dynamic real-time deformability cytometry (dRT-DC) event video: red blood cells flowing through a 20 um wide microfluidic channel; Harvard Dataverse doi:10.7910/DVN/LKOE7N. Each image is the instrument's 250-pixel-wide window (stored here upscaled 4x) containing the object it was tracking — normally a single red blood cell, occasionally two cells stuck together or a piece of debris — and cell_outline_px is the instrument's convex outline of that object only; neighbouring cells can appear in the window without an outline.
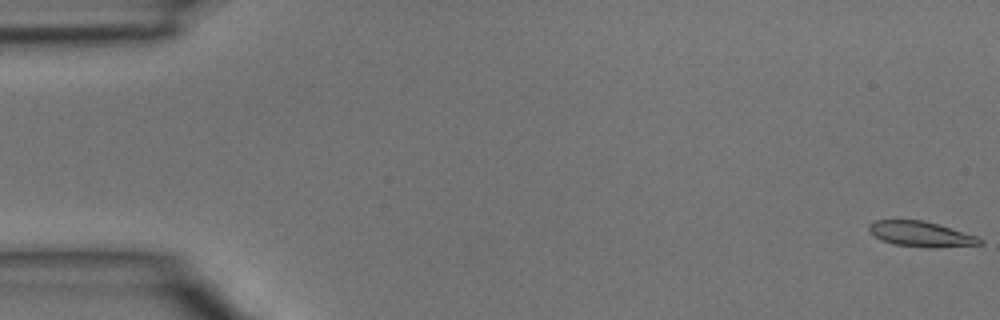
{"species": "common noctule bat (a hibernating species)", "species_latin": "Nyctalus noctula", "temperature_condition": "room temperature", "stored_images_in_passage": 9, "camera_frame_rate_fps": 3000, "um_per_image_px": 0.085, "animal": {"sex": "male", "body_mass_g": 15.6}, "frame": {"image": 1, "passage_image": 1, "time_ms": 0.0, "image_size_px": [1000, 320], "cell_outline_px": [[984, 244], [936, 248], [924, 248], [892, 244], [880, 240], [868, 228], [868, 224], [876, 220], [924, 220], [976, 236], [984, 240]], "centroid_in_image_um": [78.29, 19.91], "position_along_channel_um": 6.7, "area_um2": 16.42}}